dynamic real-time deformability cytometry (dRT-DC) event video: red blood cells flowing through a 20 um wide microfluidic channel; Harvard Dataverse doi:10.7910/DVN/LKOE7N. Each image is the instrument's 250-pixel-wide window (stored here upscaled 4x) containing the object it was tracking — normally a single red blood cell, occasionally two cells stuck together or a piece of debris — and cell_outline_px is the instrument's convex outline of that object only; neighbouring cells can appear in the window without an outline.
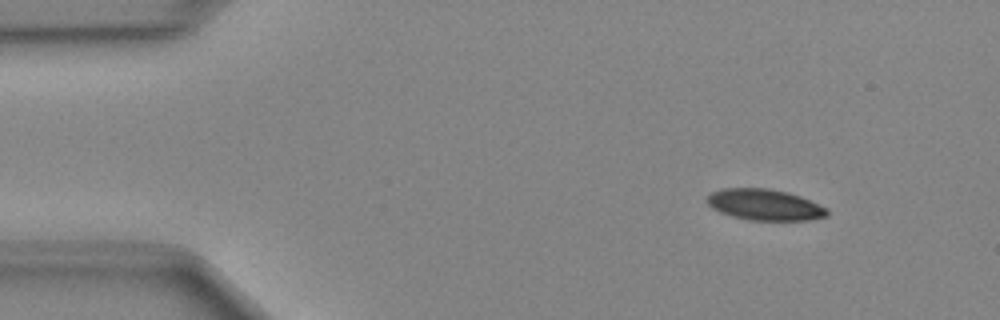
{"species": "Egyptian fruit bat (a non-hibernating species)", "species_latin": "Rousettus aegyptiacus", "temperature_condition": "cold", "stored_images_in_passage": 48, "camera_frame_rate_fps": 3000, "um_per_image_px": 0.085, "animal": {"sex": "female"}, "frame": {"image": 1, "passage_image": 5, "time_ms": 1.333, "image_size_px": [1000, 320], "cell_outline_px": [[828, 216], [808, 220], [748, 220], [732, 216], [720, 212], [712, 208], [708, 204], [708, 196], [712, 192], [720, 188], [768, 188], [788, 192], [800, 196], [828, 208]], "centroid_in_image_um": [65.01, 17.4], "position_along_channel_um": 20.0, "area_um2": 21.79}}
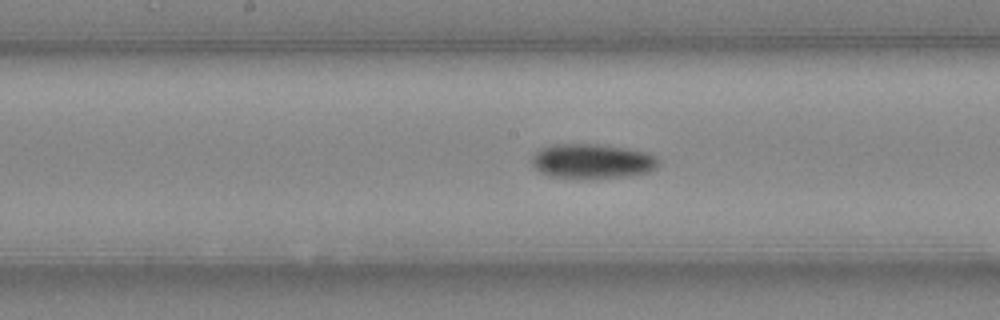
{"frame": {"image": 2, "passage_image": 24, "time_ms": 7.667, "image_size_px": [1000, 320], "cell_outline_px": [[660, 164], [656, 168], [648, 172], [632, 176], [596, 180], [576, 180], [548, 176], [540, 172], [532, 164], [532, 156], [540, 148], [552, 144], [596, 144], [628, 148], [648, 152], [656, 156], [660, 160]], "centroid_in_image_um": [50.36, 13.74], "position_along_channel_um": 197.8, "area_um2": 26.7}}
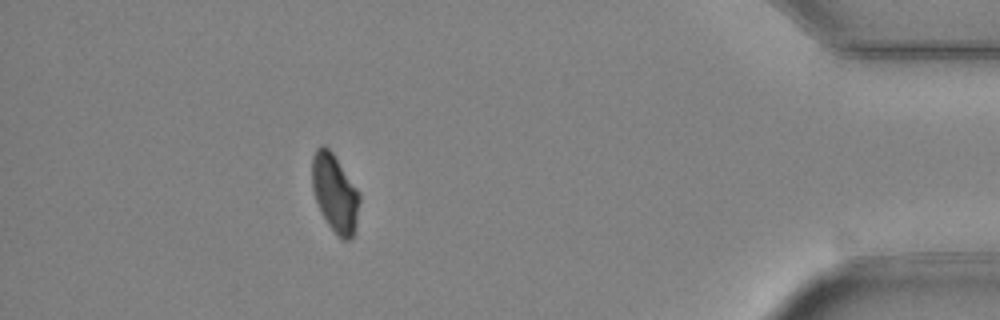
{"frame": {"image": 3, "passage_image": 43, "time_ms": 14.0, "image_size_px": [1000, 320], "cell_outline_px": [[360, 200], [356, 232], [348, 240], [344, 240], [328, 224], [316, 200], [312, 188], [312, 156], [316, 148], [320, 144], [324, 144], [332, 152], [356, 188], [360, 196]], "centroid_in_image_um": [28.47, 16.39], "position_along_channel_um": 406.7, "area_um2": 21.27}}